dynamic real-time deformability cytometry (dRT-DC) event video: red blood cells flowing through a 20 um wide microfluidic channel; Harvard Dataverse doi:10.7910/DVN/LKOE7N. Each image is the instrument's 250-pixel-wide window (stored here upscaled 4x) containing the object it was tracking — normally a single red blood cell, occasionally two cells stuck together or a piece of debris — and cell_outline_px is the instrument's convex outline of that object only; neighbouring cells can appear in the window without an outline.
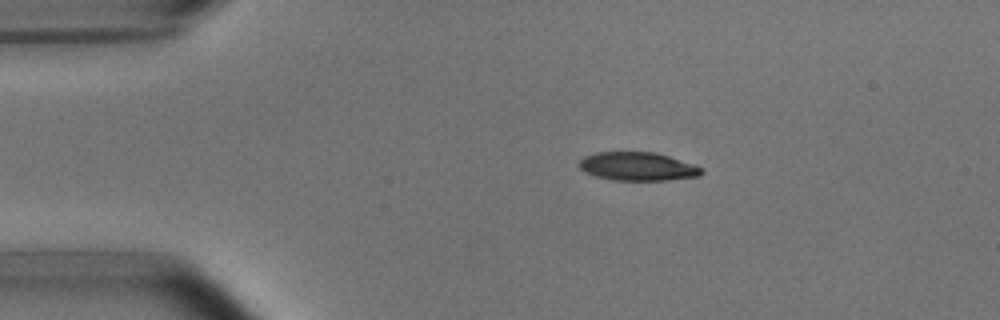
{"species": "common noctule bat (a hibernating species)", "species_latin": "Nyctalus noctula", "temperature_condition": "room temperature", "stored_images_in_passage": 2, "camera_frame_rate_fps": 3000, "um_per_image_px": 0.085, "animal": {"sex": "male", "body_mass_g": 15.6}, "frame": {"image": 1, "passage_image": 1, "time_ms": 0.0, "image_size_px": [1000, 320], "cell_outline_px": [[704, 172], [700, 176], [668, 180], [612, 180], [596, 176], [584, 172], [580, 168], [580, 160], [584, 156], [596, 152], [656, 152], [704, 168]], "centroid_in_image_um": [54.21, 14.15], "position_along_channel_um": 30.8, "area_um2": 20.29}}